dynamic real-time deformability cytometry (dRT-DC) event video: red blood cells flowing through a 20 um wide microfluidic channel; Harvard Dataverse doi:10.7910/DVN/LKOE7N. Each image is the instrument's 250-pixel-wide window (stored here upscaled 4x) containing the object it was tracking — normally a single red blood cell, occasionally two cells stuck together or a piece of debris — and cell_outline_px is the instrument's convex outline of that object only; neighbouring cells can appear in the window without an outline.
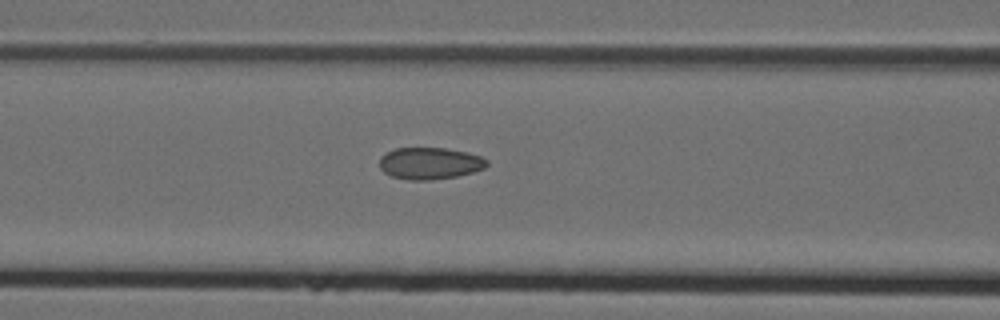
{"species": "Egyptian fruit bat (a non-hibernating species)", "species_latin": "Rousettus aegyptiacus", "temperature_condition": "cold", "stored_images_in_passage": 6, "camera_frame_rate_fps": 3000, "um_per_image_px": 0.085, "animal": {"sex": "female"}, "frame": {"image": 1, "passage_image": 6, "time_ms": 1.667, "image_size_px": [1000, 320], "cell_outline_px": [[488, 164], [484, 168], [472, 172], [456, 176], [432, 180], [408, 180], [392, 176], [384, 172], [380, 168], [380, 156], [396, 148], [444, 148], [468, 152], [480, 156], [488, 160]], "centroid_in_image_um": [36.54, 13.88], "position_along_channel_um": 130.1, "area_um2": 19.88}}